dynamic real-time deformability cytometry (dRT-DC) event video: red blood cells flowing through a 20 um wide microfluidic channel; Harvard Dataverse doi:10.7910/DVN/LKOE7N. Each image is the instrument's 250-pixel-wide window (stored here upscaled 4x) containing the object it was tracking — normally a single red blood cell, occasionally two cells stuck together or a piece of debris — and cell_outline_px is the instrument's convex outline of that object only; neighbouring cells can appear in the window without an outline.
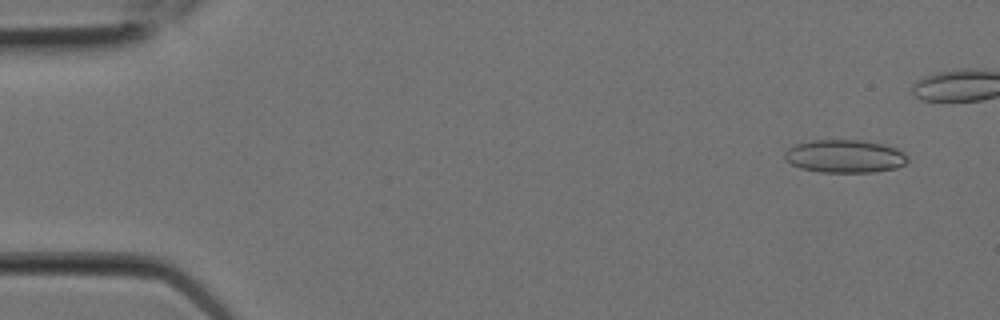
{"species": "Egyptian fruit bat (a non-hibernating species)", "species_latin": "Rousettus aegyptiacus", "temperature_condition": "room temperature", "stored_images_in_passage": 9, "camera_frame_rate_fps": 3000, "um_per_image_px": 0.085, "animal": {"sex": "female"}, "frame": {"image": 1, "passage_image": 2, "time_ms": 0.333, "image_size_px": [1000, 320], "cell_outline_px": [[908, 160], [904, 164], [896, 168], [872, 172], [820, 172], [800, 168], [784, 160], [784, 152], [788, 148], [796, 144], [812, 140], [860, 140], [884, 144], [896, 148], [904, 152]], "centroid_in_image_um": [71.79, 13.28], "position_along_channel_um": 13.2, "area_um2": 23.7}}
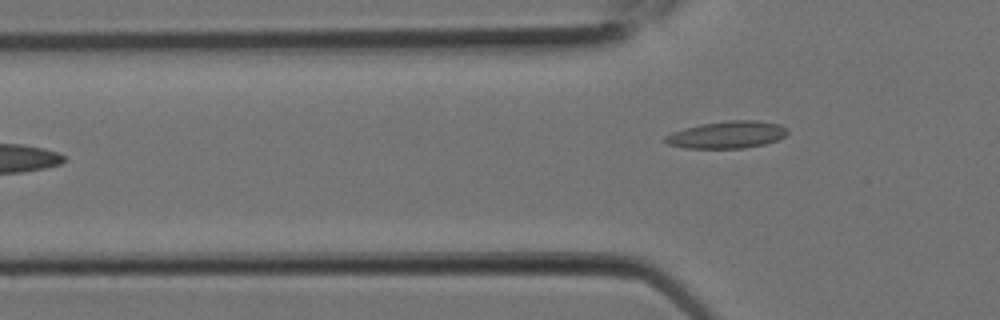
{"frame": {"image": 2, "passage_image": 9, "time_ms": 2.667, "image_size_px": [1000, 320], "cell_outline_px": [[788, 132], [784, 136], [776, 140], [764, 144], [744, 148], [684, 148], [668, 144], [664, 140], [664, 136], [672, 132], [684, 128], [700, 124], [732, 120], [756, 120], [780, 124]], "centroid_in_image_um": [61.76, 11.45], "position_along_channel_um": 64.0, "area_um2": 19.25}}